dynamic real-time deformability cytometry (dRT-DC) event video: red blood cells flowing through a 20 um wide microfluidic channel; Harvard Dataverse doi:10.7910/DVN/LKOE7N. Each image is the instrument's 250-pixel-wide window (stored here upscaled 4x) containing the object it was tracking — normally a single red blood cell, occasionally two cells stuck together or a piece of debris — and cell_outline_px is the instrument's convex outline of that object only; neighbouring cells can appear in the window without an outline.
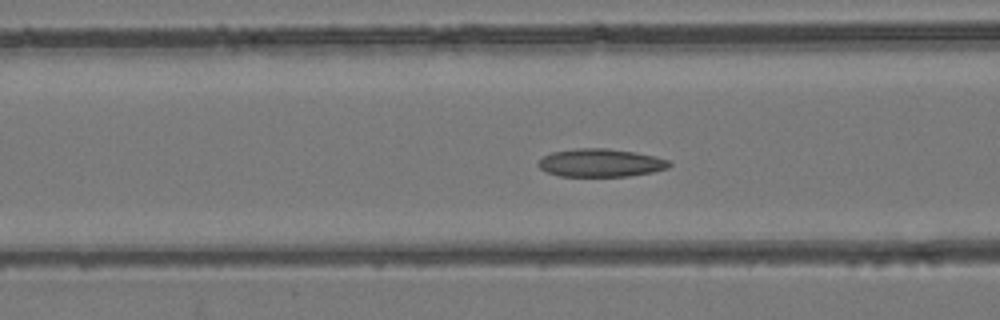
{"species": "common noctule bat (a hibernating species)", "species_latin": "Nyctalus noctula", "temperature_condition": "room temperature", "stored_images_in_passage": 46, "camera_frame_rate_fps": 3000, "um_per_image_px": 0.085, "animal": {"sex": "female", "body_mass_g": 24.6, "forearm_length_mm": 56.2}, "frame": {"image": 1, "passage_image": 17, "time_ms": 5.333, "image_size_px": [1000, 320], "cell_outline_px": [[672, 164], [668, 168], [652, 172], [628, 176], [560, 176], [548, 172], [540, 168], [536, 164], [544, 156], [552, 152], [576, 148], [608, 148], [636, 152], [668, 160]], "centroid_in_image_um": [51.05, 13.83], "position_along_channel_um": 115.6, "area_um2": 21.33}}
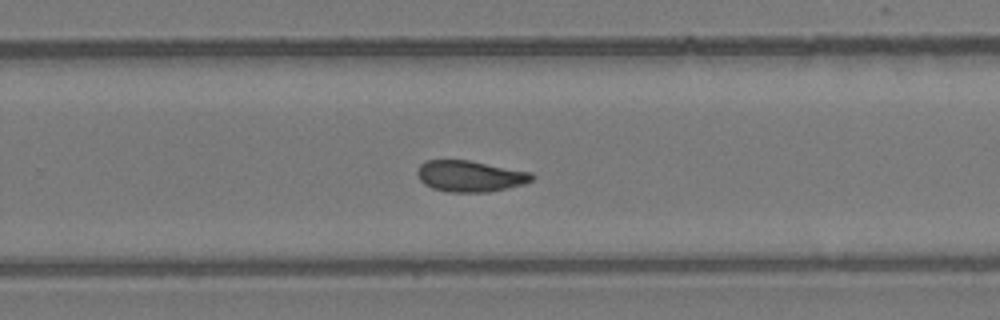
{"frame": {"image": 2, "passage_image": 29, "time_ms": 9.333, "image_size_px": [1000, 320], "cell_outline_px": [[536, 176], [532, 180], [524, 184], [488, 192], [448, 192], [432, 188], [424, 184], [420, 180], [416, 172], [420, 164], [424, 160], [468, 160], [532, 172]], "centroid_in_image_um": [39.95, 14.97], "position_along_channel_um": 289.9, "area_um2": 20.92}}
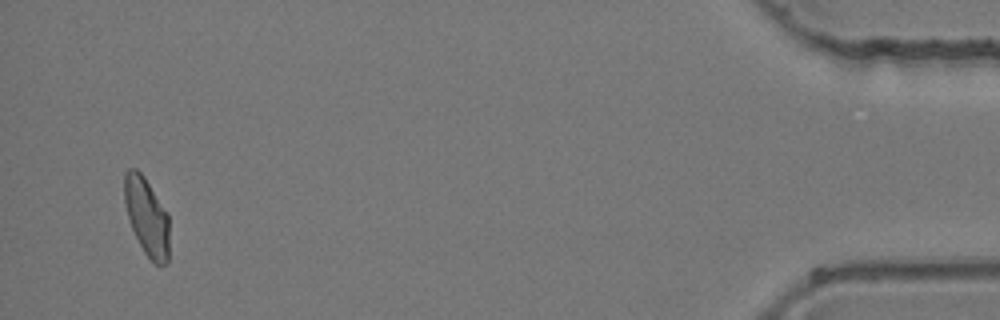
{"frame": {"image": 3, "passage_image": 44, "time_ms": 14.333, "image_size_px": [1000, 320], "cell_outline_px": [[168, 264], [156, 264], [144, 252], [128, 220], [124, 200], [124, 172], [128, 168], [136, 168], [144, 176], [168, 212]], "centroid_in_image_um": [12.46, 18.37], "position_along_channel_um": 422.7, "area_um2": 20.4}}